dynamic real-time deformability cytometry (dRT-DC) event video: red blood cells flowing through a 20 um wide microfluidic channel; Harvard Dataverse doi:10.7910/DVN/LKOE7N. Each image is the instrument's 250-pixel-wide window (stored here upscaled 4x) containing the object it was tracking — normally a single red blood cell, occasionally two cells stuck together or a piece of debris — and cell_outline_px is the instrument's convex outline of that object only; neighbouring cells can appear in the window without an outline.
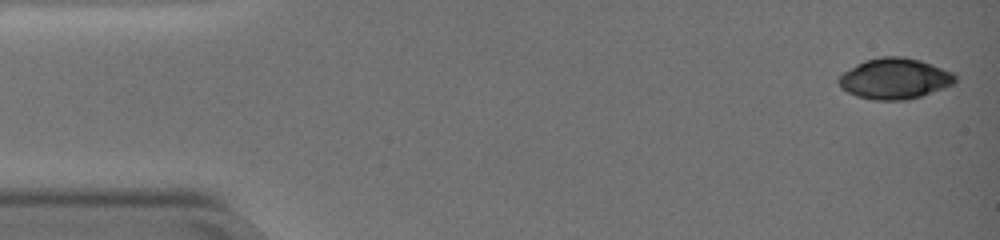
{"species": "common noctule bat (a hibernating species)", "species_latin": "Nyctalus noctula", "temperature_condition": "warm", "stored_images_in_passage": 59, "camera_frame_rate_fps": 3000, "um_per_image_px": 0.085, "animal": {"sex": "female", "body_mass_g": 19.0, "forearm_length_mm": 51.5}, "frame": {"image": 1, "passage_image": 1, "time_ms": 0.0, "image_size_px": [1000, 240], "cell_outline_px": [[956, 84], [920, 96], [904, 100], [872, 100], [856, 96], [840, 88], [836, 80], [844, 72], [856, 64], [864, 60], [880, 56], [904, 56], [920, 60], [952, 72], [956, 76]], "centroid_in_image_um": [76.02, 6.68], "position_along_channel_um": 9.0, "area_um2": 27.86}}
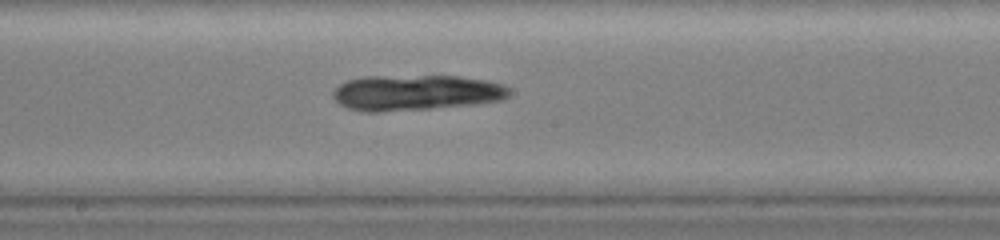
{"frame": {"image": 2, "passage_image": 32, "time_ms": 10.333, "image_size_px": [1000, 240], "cell_outline_px": [[512, 92], [504, 100], [472, 104], [428, 108], [380, 112], [364, 112], [348, 108], [340, 104], [332, 96], [332, 92], [340, 84], [348, 80], [364, 76], [460, 76], [488, 80], [504, 84]], "centroid_in_image_um": [35.37, 7.87], "position_along_channel_um": 212.8, "area_um2": 36.65}}
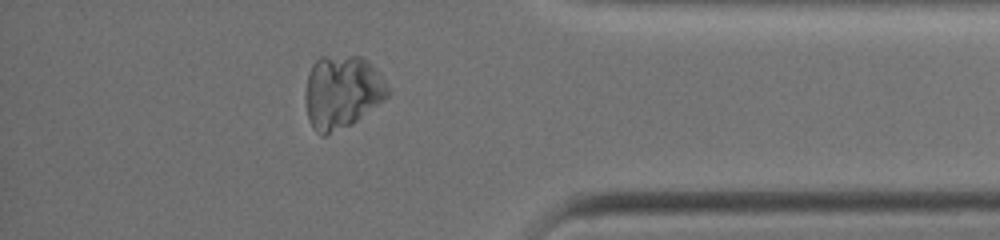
{"frame": {"image": 3, "passage_image": 51, "time_ms": 16.667, "image_size_px": [1000, 240], "cell_outline_px": [[388, 96], [384, 100], [352, 124], [324, 136], [320, 136], [312, 128], [308, 116], [304, 100], [304, 92], [308, 72], [312, 64], [320, 56], [360, 56], [372, 64], [384, 80], [388, 88]], "centroid_in_image_um": [29.03, 7.82], "position_along_channel_um": 406.2, "area_um2": 35.37}}